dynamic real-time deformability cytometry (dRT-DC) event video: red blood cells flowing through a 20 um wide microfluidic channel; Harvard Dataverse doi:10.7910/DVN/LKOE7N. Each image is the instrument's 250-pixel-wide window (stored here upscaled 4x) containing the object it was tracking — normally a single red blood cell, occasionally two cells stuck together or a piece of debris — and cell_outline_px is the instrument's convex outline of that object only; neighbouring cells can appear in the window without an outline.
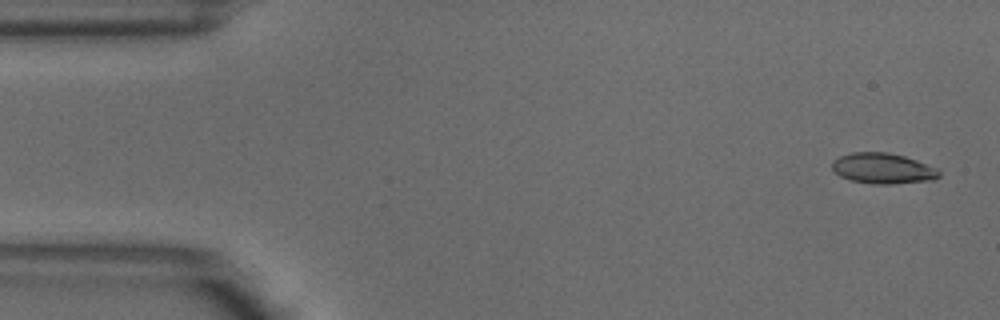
{"species": "common noctule bat (a hibernating species)", "species_latin": "Nyctalus noctula", "temperature_condition": "warm", "stored_images_in_passage": 3, "camera_frame_rate_fps": 3000, "um_per_image_px": 0.085, "animal": {"sex": "male", "body_mass_g": 18.8}, "frame": {"image": 1, "passage_image": 1, "time_ms": 0.0, "image_size_px": [1000, 320], "cell_outline_px": [[940, 176], [936, 180], [892, 184], [872, 184], [848, 180], [840, 176], [832, 168], [832, 160], [840, 156], [852, 152], [888, 152], [904, 156], [916, 160], [936, 168], [940, 172]], "centroid_in_image_um": [75.04, 14.32], "position_along_channel_um": 10.0, "area_um2": 19.25}}